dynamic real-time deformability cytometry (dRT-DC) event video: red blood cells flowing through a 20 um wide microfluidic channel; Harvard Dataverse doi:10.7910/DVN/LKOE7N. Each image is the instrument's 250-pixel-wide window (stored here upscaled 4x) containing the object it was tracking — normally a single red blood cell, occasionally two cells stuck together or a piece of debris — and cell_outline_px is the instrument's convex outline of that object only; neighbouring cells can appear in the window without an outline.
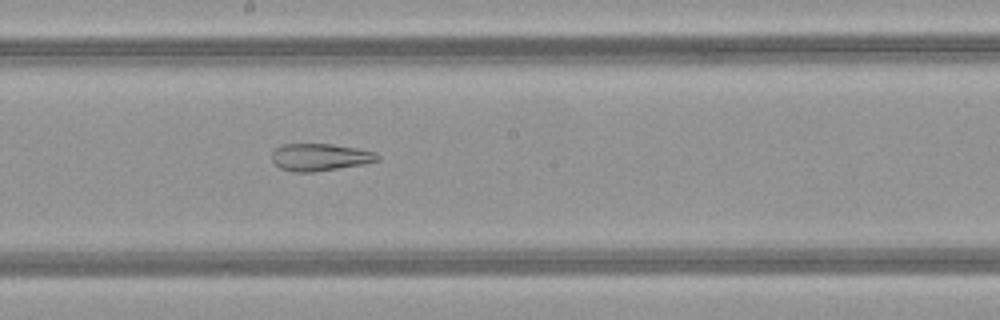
{"species": "common noctule bat (a hibernating species)", "species_latin": "Nyctalus noctula", "temperature_condition": "warm", "stored_images_in_passage": 49, "camera_frame_rate_fps": 3000, "um_per_image_px": 0.085, "animal": {"sex": "female", "body_mass_g": 21.9}, "frame": {"image": 1, "passage_image": 27, "time_ms": 8.667, "image_size_px": [1000, 320], "cell_outline_px": [[380, 160], [364, 164], [312, 172], [292, 172], [280, 168], [272, 160], [272, 152], [276, 148], [284, 144], [332, 144], [356, 148], [376, 152], [380, 156]], "centroid_in_image_um": [27.21, 13.36], "position_along_channel_um": 221.0, "area_um2": 16.76}}
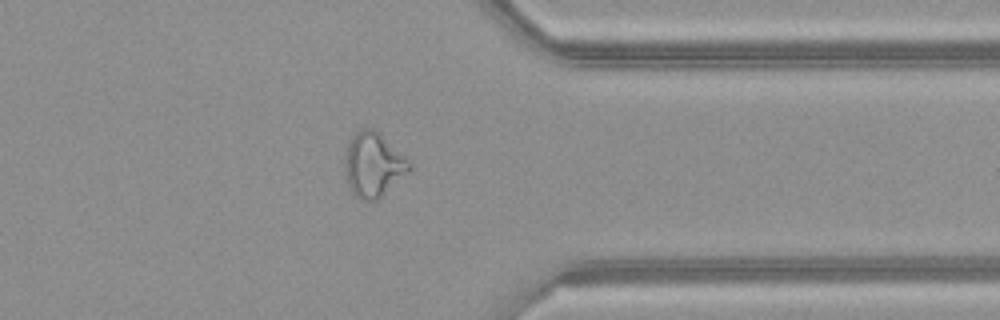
{"frame": {"image": 2, "passage_image": 39, "time_ms": 12.667, "image_size_px": [1000, 320], "cell_outline_px": [[412, 168], [408, 172], [376, 200], [360, 200], [352, 192], [348, 180], [344, 164], [348, 144], [352, 136], [360, 128], [372, 128], [380, 132], [412, 164]], "centroid_in_image_um": [31.73, 13.97], "position_along_channel_um": 379.7, "area_um2": 23.76}}
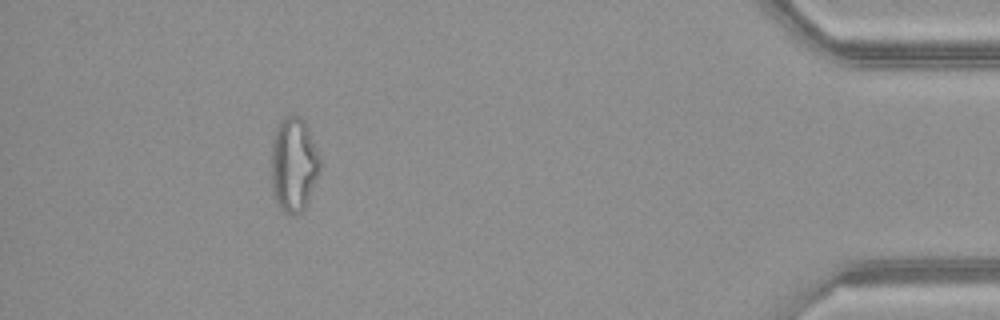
{"frame": {"image": 3, "passage_image": 45, "time_ms": 14.667, "image_size_px": [1000, 320], "cell_outline_px": [[320, 172], [308, 200], [304, 208], [296, 216], [292, 216], [284, 212], [276, 204], [272, 192], [272, 140], [276, 128], [280, 120], [288, 116], [300, 116], [308, 124], [320, 156]], "centroid_in_image_um": [24.98, 13.99], "position_along_channel_um": 410.2, "area_um2": 27.22}, "authors_computed_cell_mechanics": {"area_um2": 24.6806, "velocity_mm_per_s": 4.1632, "shape_relaxation_time_tau1_ms": null, "shape_relaxation_time_tau2_ms": 2.034, "deformation_change_tau1": null, "deformation_change_tau2": 0.1174}}